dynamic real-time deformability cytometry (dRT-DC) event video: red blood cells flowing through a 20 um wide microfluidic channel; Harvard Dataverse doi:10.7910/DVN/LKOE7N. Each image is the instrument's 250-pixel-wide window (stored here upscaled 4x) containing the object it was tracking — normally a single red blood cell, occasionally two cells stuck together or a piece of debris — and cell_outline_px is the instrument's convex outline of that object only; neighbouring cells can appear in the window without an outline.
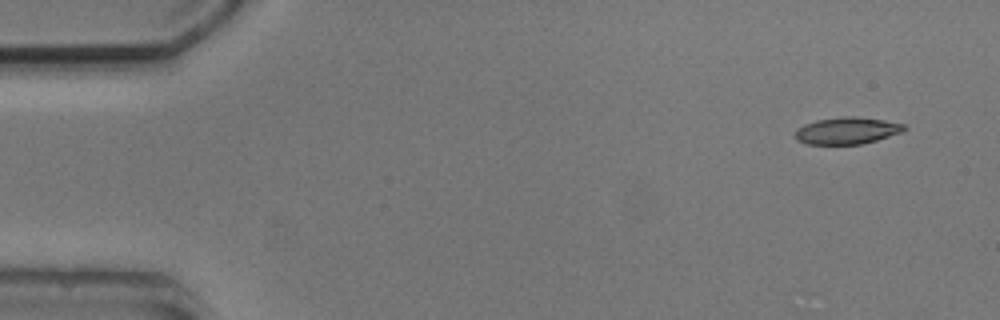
{"species": "common noctule bat (a hibernating species)", "species_latin": "Nyctalus noctula", "temperature_condition": "cold", "stored_images_in_passage": 4, "camera_frame_rate_fps": 3000, "um_per_image_px": 0.085, "animal": {"sex": "male", "body_mass_g": 20.5, "forearm_length_mm": 52.5}, "frame": {"image": 1, "passage_image": 1, "time_ms": 0.0, "image_size_px": [1000, 320], "cell_outline_px": [[908, 128], [900, 132], [876, 140], [860, 144], [808, 144], [796, 140], [796, 128], [804, 124], [816, 120], [844, 116], [856, 116], [884, 120], [904, 124]], "centroid_in_image_um": [71.97, 11.09], "position_along_channel_um": 13.0, "area_um2": 16.99}}